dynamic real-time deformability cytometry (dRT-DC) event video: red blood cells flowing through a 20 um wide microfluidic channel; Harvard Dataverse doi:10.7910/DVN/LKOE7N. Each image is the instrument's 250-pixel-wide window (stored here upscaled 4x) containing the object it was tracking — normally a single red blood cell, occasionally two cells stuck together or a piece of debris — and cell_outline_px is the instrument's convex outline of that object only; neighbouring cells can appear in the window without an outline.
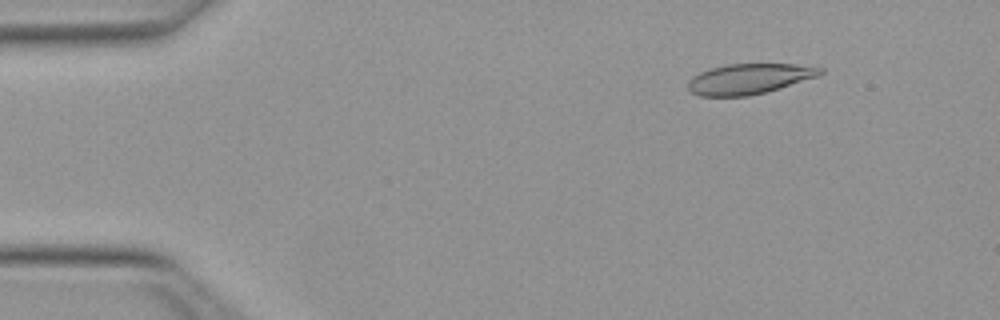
{"species": "Egyptian fruit bat (a non-hibernating species)", "species_latin": "Rousettus aegyptiacus", "temperature_condition": "warm", "stored_images_in_passage": 46, "camera_frame_rate_fps": 3000, "um_per_image_px": 0.085, "animal": {"sex": "female"}, "frame": {"image": 1, "passage_image": 2, "time_ms": 0.333, "image_size_px": [1000, 320], "cell_outline_px": [[824, 72], [816, 76], [780, 88], [748, 96], [700, 96], [688, 92], [688, 80], [692, 76], [708, 68], [728, 64], [796, 64], [824, 68]], "centroid_in_image_um": [63.62, 6.7], "position_along_channel_um": 21.4, "area_um2": 23.41}}
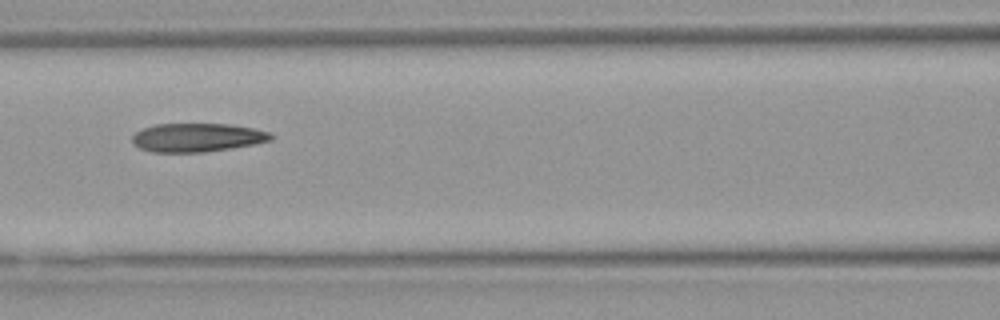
{"frame": {"image": 2, "passage_image": 18, "time_ms": 5.667, "image_size_px": [1000, 320], "cell_outline_px": [[272, 140], [252, 144], [204, 152], [152, 152], [140, 148], [132, 144], [132, 136], [136, 132], [144, 128], [156, 124], [228, 124], [252, 128], [268, 132], [272, 136]], "centroid_in_image_um": [16.7, 11.69], "position_along_channel_um": 149.9, "area_um2": 22.83}}
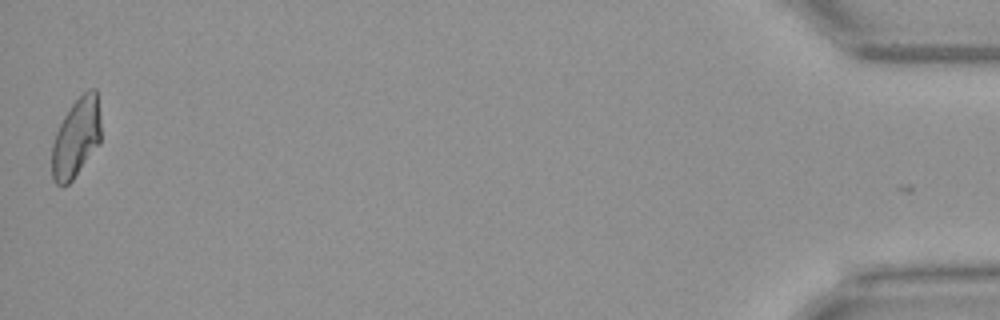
{"frame": {"image": 3, "passage_image": 46, "time_ms": 15.0, "image_size_px": [1000, 320], "cell_outline_px": [[100, 144], [72, 180], [64, 188], [56, 184], [52, 180], [52, 144], [56, 132], [64, 116], [72, 104], [88, 88], [96, 88], [100, 116]], "centroid_in_image_um": [6.47, 11.73], "position_along_channel_um": 428.7, "area_um2": 22.77}, "authors_computed_cell_mechanics": {"area_um2": 23.4379, "velocity_mm_per_s": 4.0182, "shape_relaxation_time_tau1_ms": null, "shape_relaxation_time_tau2_ms": 2.7646, "deformation_change_tau1": null, "deformation_change_tau2": 0.1009}}